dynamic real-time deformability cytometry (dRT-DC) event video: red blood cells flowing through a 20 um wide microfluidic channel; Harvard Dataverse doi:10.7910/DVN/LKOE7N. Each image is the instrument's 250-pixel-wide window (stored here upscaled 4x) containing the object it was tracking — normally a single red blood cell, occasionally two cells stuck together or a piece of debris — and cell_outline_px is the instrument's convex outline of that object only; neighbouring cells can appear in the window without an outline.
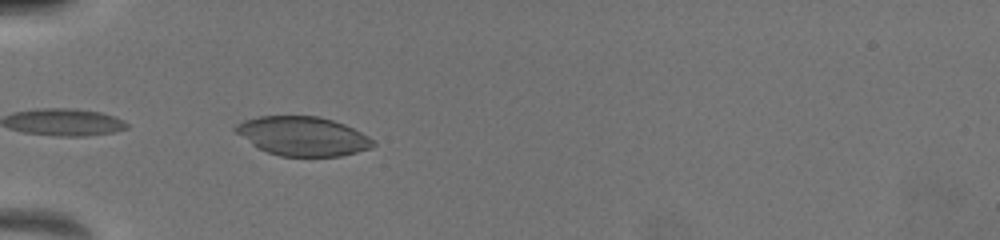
{"species": "common noctule bat (a hibernating species)", "species_latin": "Nyctalus noctula", "temperature_condition": "warm", "stored_images_in_passage": 9, "camera_frame_rate_fps": 3000, "um_per_image_px": 0.085, "animal": {"sex": "female", "body_mass_g": 19.5, "forearm_length_mm": 54.1}, "frame": {"image": 1, "passage_image": 1, "time_ms": 0.0, "image_size_px": [1000, 240], "cell_outline_px": [[376, 144], [372, 148], [340, 156], [280, 156], [268, 152], [252, 144], [236, 132], [232, 128], [236, 124], [244, 120], [256, 116], [320, 116], [344, 124], [376, 140]], "centroid_in_image_um": [25.75, 11.57], "position_along_channel_um": 59.3, "area_um2": 31.27}}
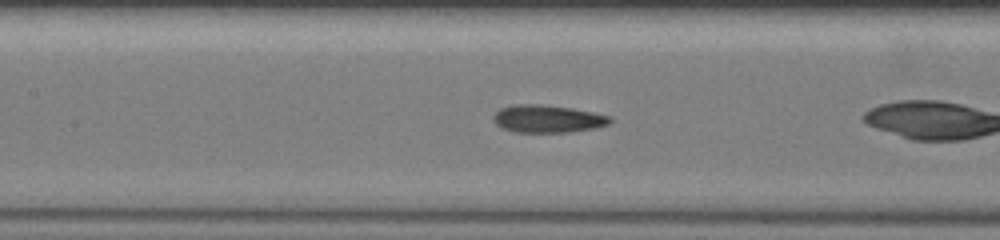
{"frame": {"image": 2, "passage_image": 6, "time_ms": 2.0, "image_size_px": [1000, 240], "cell_outline_px": [[612, 120], [608, 124], [596, 128], [568, 132], [512, 132], [500, 128], [492, 120], [492, 116], [500, 108], [516, 104], [544, 104], [572, 108], [612, 116]], "centroid_in_image_um": [46.52, 10.1], "position_along_channel_um": 160.9, "area_um2": 19.02}}
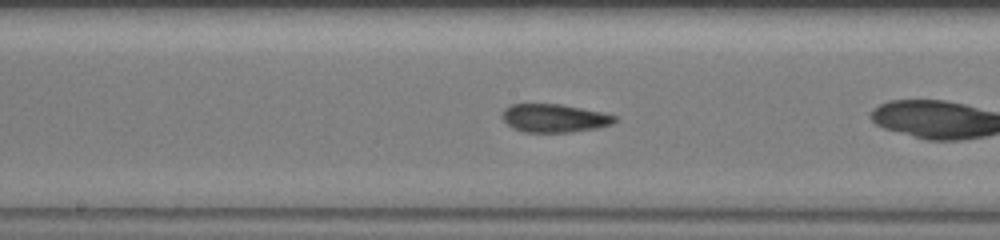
{"frame": {"image": 3, "passage_image": 8, "time_ms": 3.0, "image_size_px": [1000, 240], "cell_outline_px": [[620, 120], [612, 124], [596, 128], [568, 132], [524, 132], [512, 128], [500, 116], [504, 108], [512, 104], [560, 104], [600, 112], [616, 116]], "centroid_in_image_um": [47.1, 10.04], "position_along_channel_um": 201.1, "area_um2": 18.5}}